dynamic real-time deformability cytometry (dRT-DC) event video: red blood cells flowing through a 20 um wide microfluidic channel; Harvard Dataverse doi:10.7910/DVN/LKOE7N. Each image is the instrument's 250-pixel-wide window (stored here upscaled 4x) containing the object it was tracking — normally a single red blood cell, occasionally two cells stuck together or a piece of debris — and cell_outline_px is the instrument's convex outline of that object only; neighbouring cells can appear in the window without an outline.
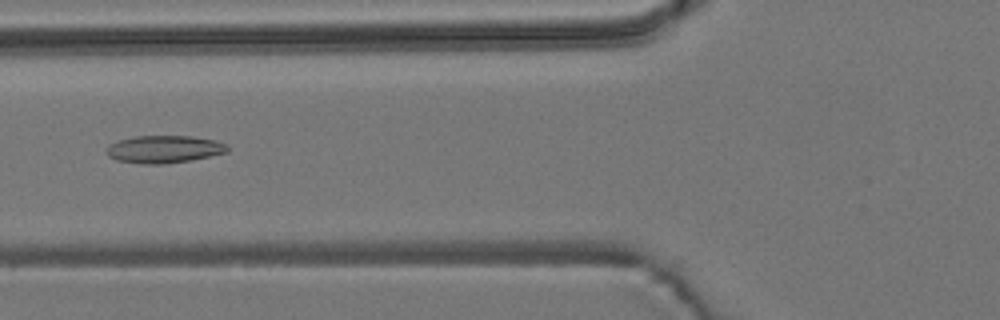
{"species": "common noctule bat (a hibernating species)", "species_latin": "Nyctalus noctula", "temperature_condition": "room temperature", "stored_images_in_passage": 49, "camera_frame_rate_fps": 3000, "um_per_image_px": 0.085, "animal": {"sex": "male", "body_mass_g": 19.2, "forearm_length_mm": 51.8}, "frame": {"image": 1, "passage_image": 15, "time_ms": 4.667, "image_size_px": [1000, 320], "cell_outline_px": [[228, 152], [192, 160], [164, 164], [140, 164], [116, 160], [108, 156], [104, 152], [108, 144], [120, 140], [136, 136], [192, 136], [216, 140], [228, 144]], "centroid_in_image_um": [13.94, 12.69], "position_along_channel_um": 111.9, "area_um2": 19.65}}
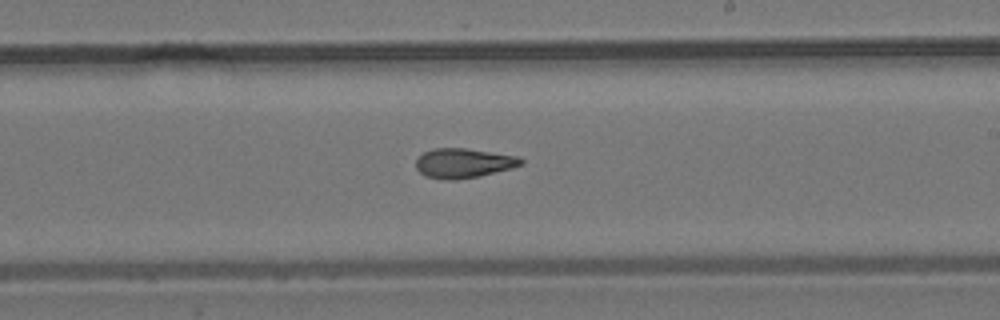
{"frame": {"image": 2, "passage_image": 26, "time_ms": 8.333, "image_size_px": [1000, 320], "cell_outline_px": [[524, 164], [512, 168], [480, 176], [456, 180], [444, 180], [424, 176], [416, 168], [416, 160], [424, 152], [432, 148], [464, 148], [520, 156], [524, 160]], "centroid_in_image_um": [39.42, 13.87], "position_along_channel_um": 249.6, "area_um2": 18.32}}
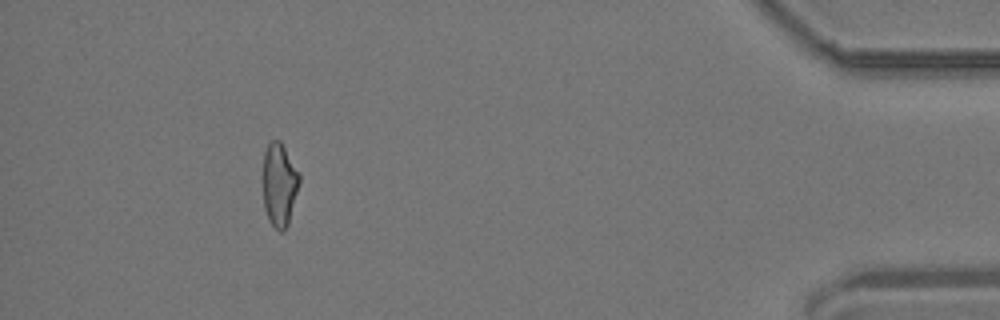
{"frame": {"image": 3, "passage_image": 44, "time_ms": 14.333, "image_size_px": [1000, 320], "cell_outline_px": [[300, 180], [288, 224], [284, 232], [280, 232], [268, 220], [264, 208], [264, 152], [268, 144], [272, 140], [280, 140], [300, 172]], "centroid_in_image_um": [23.76, 15.69], "position_along_channel_um": 411.4, "area_um2": 17.57}, "authors_computed_cell_mechanics": {"area_um2": 18.4382, "velocity_mm_per_s": 3.7573, "shape_relaxation_time_tau1_ms": null, "shape_relaxation_time_tau2_ms": 4.6271, "deformation_change_tau1": null, "deformation_change_tau2": 0.1387}}